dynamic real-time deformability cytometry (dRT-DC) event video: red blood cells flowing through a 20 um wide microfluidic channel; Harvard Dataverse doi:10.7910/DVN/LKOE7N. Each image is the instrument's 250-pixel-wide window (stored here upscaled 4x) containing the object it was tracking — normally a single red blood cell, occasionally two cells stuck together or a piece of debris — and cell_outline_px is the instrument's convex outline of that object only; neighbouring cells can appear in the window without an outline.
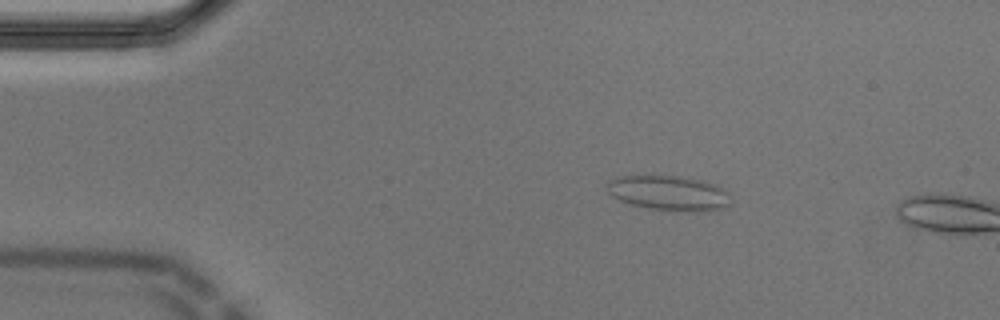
{"species": "Egyptian fruit bat (a non-hibernating species)", "species_latin": "Rousettus aegyptiacus", "temperature_condition": "cold", "stored_images_in_passage": 5, "camera_frame_rate_fps": 3000, "um_per_image_px": 0.085, "animal": {"sex": "male"}, "frame": {"image": 1, "passage_image": 3, "time_ms": 0.667, "image_size_px": [1000, 320], "cell_outline_px": [[728, 204], [720, 208], [696, 212], [648, 208], [632, 204], [620, 200], [612, 196], [608, 192], [608, 180], [620, 176], [680, 176], [704, 180], [728, 192]], "centroid_in_image_um": [56.81, 16.4], "position_along_channel_um": 28.2, "area_um2": 24.68}}